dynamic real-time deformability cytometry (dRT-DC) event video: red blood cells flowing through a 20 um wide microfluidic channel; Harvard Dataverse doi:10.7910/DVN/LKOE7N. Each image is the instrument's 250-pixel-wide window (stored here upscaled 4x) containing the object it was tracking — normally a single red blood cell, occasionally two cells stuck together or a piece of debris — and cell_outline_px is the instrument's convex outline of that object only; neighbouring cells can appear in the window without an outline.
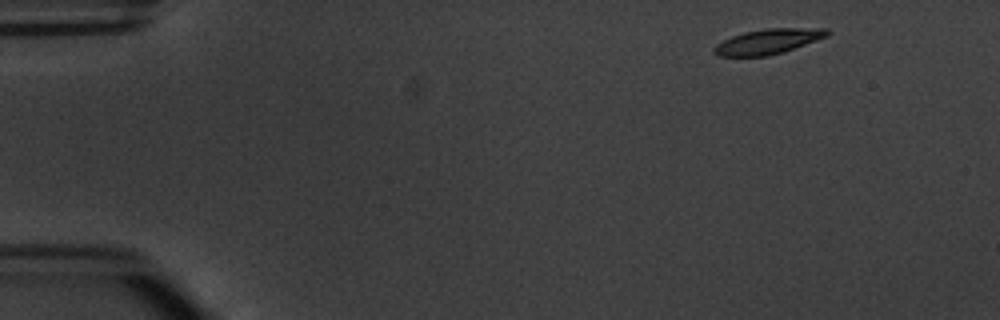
{"species": "common noctule bat (a hibernating species)", "species_latin": "Nyctalus noctula", "temperature_condition": "warm", "stored_images_in_passage": 3, "camera_frame_rate_fps": 3000, "um_per_image_px": 0.085, "animal": {"sex": "male", "body_mass_g": 20.1, "forearm_length_mm": 53.5}, "frame": {"image": 1, "passage_image": 1, "time_ms": 0.0, "image_size_px": [1000, 320], "cell_outline_px": [[832, 32], [828, 36], [768, 56], [720, 56], [712, 52], [712, 48], [716, 44], [732, 36], [744, 32], [764, 28], [828, 28]], "centroid_in_image_um": [65.27, 3.51], "position_along_channel_um": 19.7, "area_um2": 16.42}}
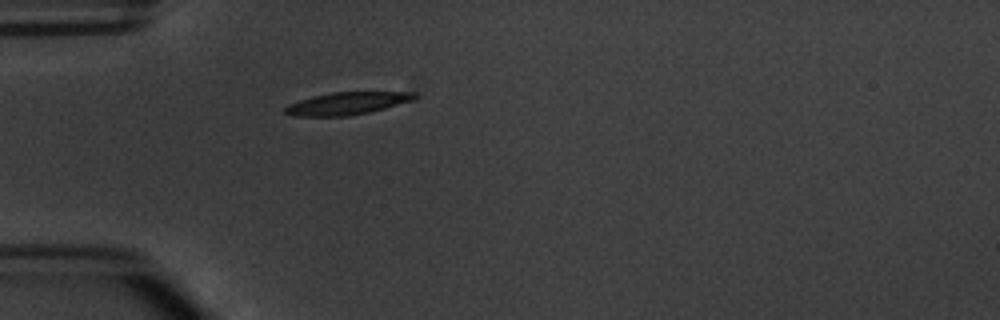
{"frame": {"image": 2, "passage_image": 3, "time_ms": 3.333, "image_size_px": [1000, 320], "cell_outline_px": [[416, 96], [412, 100], [384, 108], [368, 112], [348, 116], [296, 116], [284, 112], [284, 108], [288, 104], [312, 96], [332, 92], [416, 92]], "centroid_in_image_um": [29.46, 8.78], "position_along_channel_um": 55.5, "area_um2": 16.7}}